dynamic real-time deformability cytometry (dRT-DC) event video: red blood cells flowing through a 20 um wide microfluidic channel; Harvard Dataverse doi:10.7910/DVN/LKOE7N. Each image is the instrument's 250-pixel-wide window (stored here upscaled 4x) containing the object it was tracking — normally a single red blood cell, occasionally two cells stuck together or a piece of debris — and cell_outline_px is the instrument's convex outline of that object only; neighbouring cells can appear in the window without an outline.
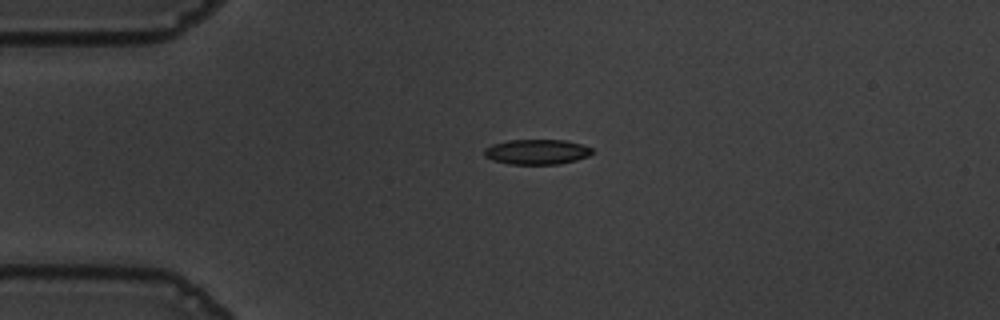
{"species": "common noctule bat (a hibernating species)", "species_latin": "Nyctalus noctula", "temperature_condition": "warm", "stored_images_in_passage": 44, "camera_frame_rate_fps": 3000, "um_per_image_px": 0.085, "animal": {"sex": "male", "body_mass_g": 19.5, "forearm_length_mm": 54.6}, "frame": {"image": 1, "passage_image": 1, "time_ms": 0.0, "image_size_px": [1000, 320], "cell_outline_px": [[592, 152], [588, 156], [576, 160], [560, 164], [508, 164], [492, 160], [484, 156], [484, 148], [492, 144], [508, 140], [564, 140], [580, 144], [592, 148]], "centroid_in_image_um": [45.59, 12.91], "position_along_channel_um": 39.4, "area_um2": 15.78}}
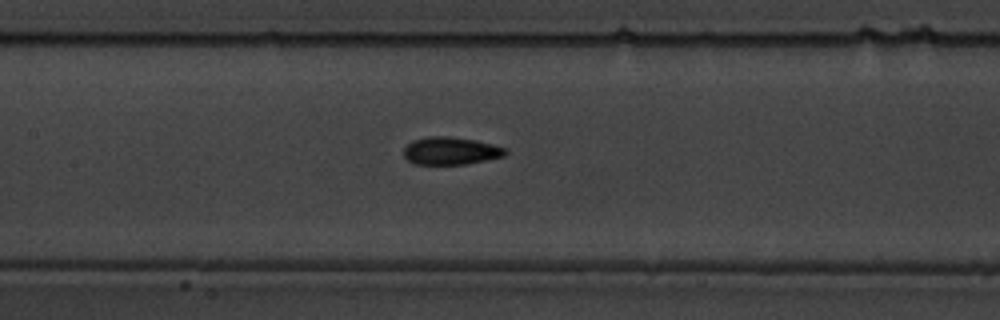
{"frame": {"image": 2, "passage_image": 14, "time_ms": 4.333, "image_size_px": [1000, 320], "cell_outline_px": [[508, 152], [504, 156], [464, 164], [412, 164], [404, 156], [404, 148], [412, 140], [428, 136], [448, 136], [476, 140], [492, 144], [504, 148]], "centroid_in_image_um": [38.27, 12.81], "position_along_channel_um": 169.1, "area_um2": 16.3}}
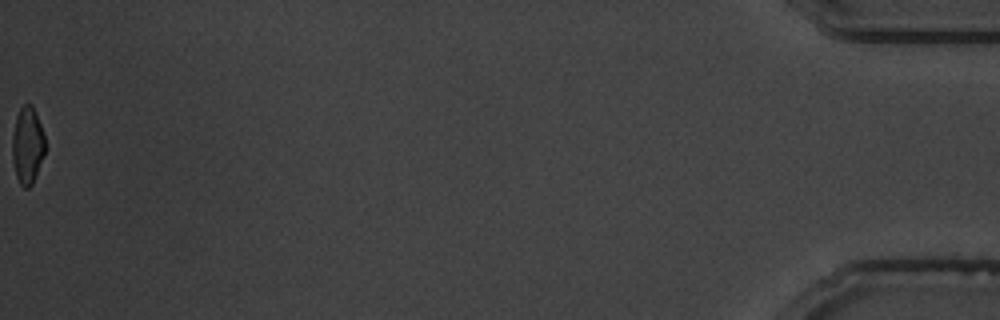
{"frame": {"image": 3, "passage_image": 44, "time_ms": 14.333, "image_size_px": [1000, 320], "cell_outline_px": [[44, 156], [32, 184], [28, 188], [24, 188], [20, 184], [16, 176], [12, 160], [12, 136], [16, 116], [20, 108], [24, 104], [32, 104], [36, 112], [44, 136]], "centroid_in_image_um": [2.32, 12.35], "position_along_channel_um": 432.9, "area_um2": 14.74}, "authors_computed_cell_mechanics": {"area_um2": 15.8372, "velocity_mm_per_s": 3.6456, "shape_relaxation_time_tau1_ms": 5.3006, "shape_relaxation_time_tau2_ms": 2.4917, "deformation_change_tau1": 0.1837, "deformation_change_tau2": 0.068}}